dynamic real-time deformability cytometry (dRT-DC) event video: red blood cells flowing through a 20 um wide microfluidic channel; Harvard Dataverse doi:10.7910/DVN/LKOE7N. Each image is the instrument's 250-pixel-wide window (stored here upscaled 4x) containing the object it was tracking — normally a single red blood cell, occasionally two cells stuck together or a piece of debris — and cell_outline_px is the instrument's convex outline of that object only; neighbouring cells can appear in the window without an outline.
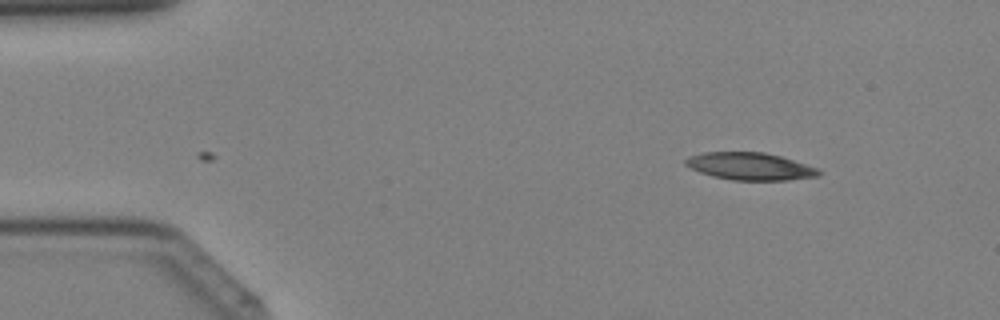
{"species": "Egyptian fruit bat (a non-hibernating species)", "species_latin": "Rousettus aegyptiacus", "temperature_condition": "cold", "stored_images_in_passage": 9, "camera_frame_rate_fps": 3000, "um_per_image_px": 0.085, "animal": {"sex": "female"}, "frame": {"image": 1, "passage_image": 9, "time_ms": 2.667, "image_size_px": [1000, 320], "cell_outline_px": [[820, 176], [788, 180], [732, 180], [712, 176], [700, 172], [684, 164], [684, 160], [688, 156], [704, 152], [764, 152], [780, 156], [820, 168]], "centroid_in_image_um": [63.77, 14.13], "position_along_channel_um": 21.2, "area_um2": 21.33}}